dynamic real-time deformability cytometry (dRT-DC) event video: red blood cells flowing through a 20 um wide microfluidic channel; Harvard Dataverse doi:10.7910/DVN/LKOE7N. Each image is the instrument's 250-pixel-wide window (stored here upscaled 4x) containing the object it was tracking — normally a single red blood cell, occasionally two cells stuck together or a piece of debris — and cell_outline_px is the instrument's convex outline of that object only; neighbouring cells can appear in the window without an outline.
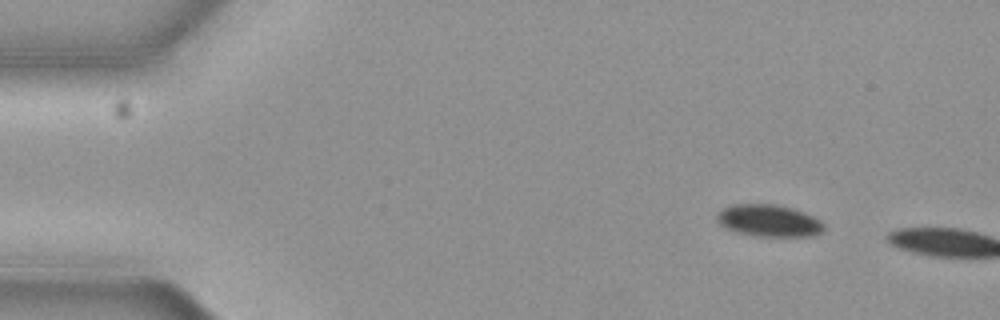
{"species": "common noctule bat (a hibernating species)", "species_latin": "Nyctalus noctula", "temperature_condition": "cold", "stored_images_in_passage": 2, "camera_frame_rate_fps": 3000, "um_per_image_px": 0.085, "animal": {"sex": "female", "body_mass_g": 19.3, "forearm_length_mm": 54.1}, "frame": {"image": 1, "passage_image": 1, "time_ms": 0.0, "image_size_px": [1000, 320], "cell_outline_px": [[824, 228], [820, 232], [812, 236], [752, 236], [736, 232], [720, 224], [716, 220], [716, 216], [724, 208], [736, 204], [772, 204], [792, 208], [804, 212], [820, 220], [824, 224]], "centroid_in_image_um": [65.36, 18.76], "position_along_channel_um": 19.6, "area_um2": 19.77}}